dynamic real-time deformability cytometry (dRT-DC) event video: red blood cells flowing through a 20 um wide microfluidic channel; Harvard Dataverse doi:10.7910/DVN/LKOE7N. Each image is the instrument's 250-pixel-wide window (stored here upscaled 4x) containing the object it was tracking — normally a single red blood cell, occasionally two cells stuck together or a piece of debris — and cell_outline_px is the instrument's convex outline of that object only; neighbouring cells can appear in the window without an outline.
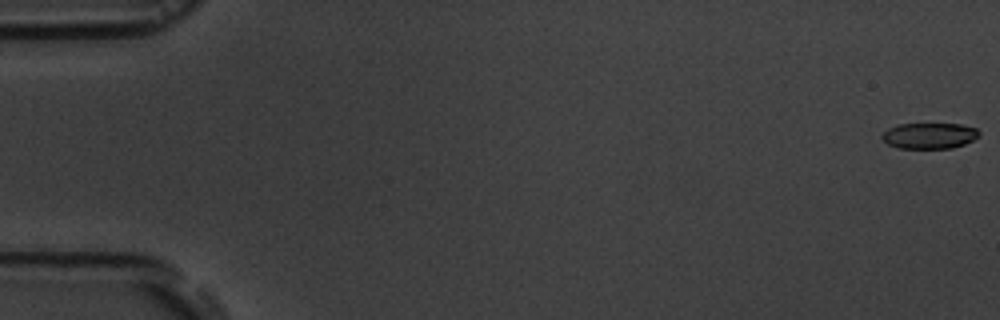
{"species": "common noctule bat (a hibernating species)", "species_latin": "Nyctalus noctula", "temperature_condition": "room temperature", "stored_images_in_passage": 7, "camera_frame_rate_fps": 3000, "um_per_image_px": 0.085, "animal": {"sex": "male", "body_mass_g": 19.5, "forearm_length_mm": 54.6}, "frame": {"image": 1, "passage_image": 1, "time_ms": 0.0, "image_size_px": [1000, 320], "cell_outline_px": [[980, 136], [964, 144], [952, 148], [900, 148], [888, 144], [880, 136], [888, 128], [896, 124], [960, 124], [976, 128], [980, 132]], "centroid_in_image_um": [79.0, 11.53], "position_along_channel_um": 6.0, "area_um2": 14.62}}
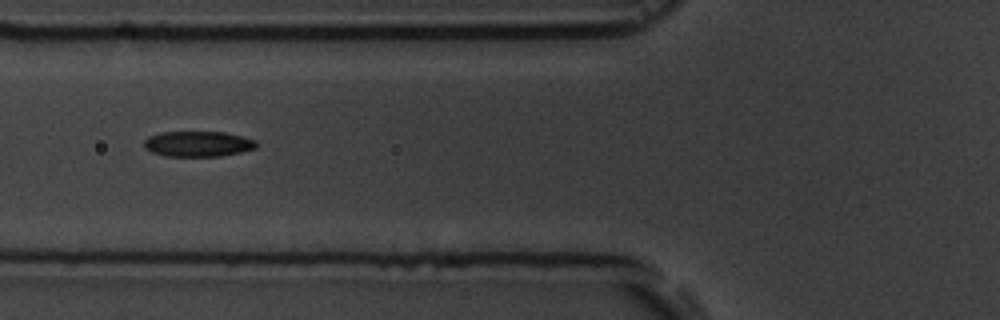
{"frame": {"image": 2, "passage_image": 6, "time_ms": 7.0, "image_size_px": [1000, 320], "cell_outline_px": [[256, 148], [240, 152], [220, 156], [164, 156], [152, 152], [144, 148], [144, 140], [148, 136], [160, 132], [224, 132], [256, 140]], "centroid_in_image_um": [16.79, 12.23], "position_along_channel_um": 109.0, "area_um2": 16.65}}
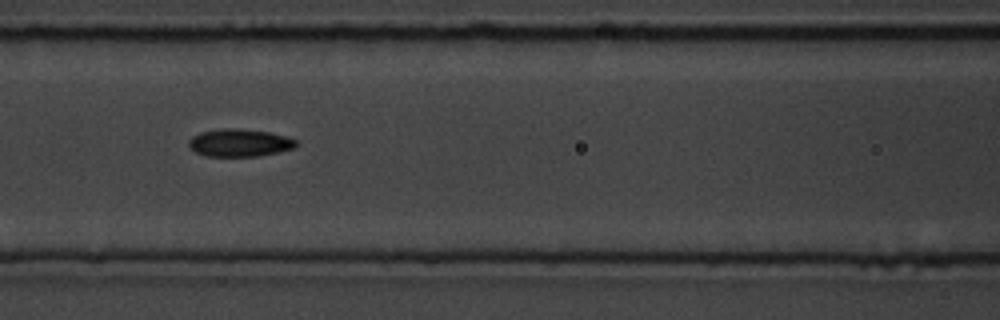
{"frame": {"image": 3, "passage_image": 7, "time_ms": 8.0, "image_size_px": [1000, 320], "cell_outline_px": [[296, 148], [280, 152], [256, 156], [208, 156], [196, 152], [188, 144], [188, 140], [192, 136], [200, 132], [220, 128], [236, 128], [268, 132], [288, 136], [296, 140]], "centroid_in_image_um": [20.38, 12.13], "position_along_channel_um": 146.2, "area_um2": 17.34}}